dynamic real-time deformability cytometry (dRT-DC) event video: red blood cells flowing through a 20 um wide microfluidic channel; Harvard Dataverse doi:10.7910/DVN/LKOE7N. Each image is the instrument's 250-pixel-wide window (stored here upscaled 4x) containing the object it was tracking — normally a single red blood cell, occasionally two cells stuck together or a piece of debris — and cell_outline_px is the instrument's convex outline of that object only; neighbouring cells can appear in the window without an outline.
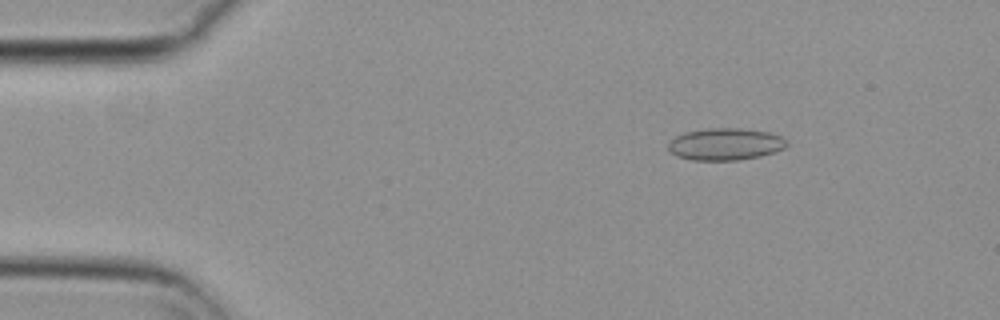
{"species": "common noctule bat (a hibernating species)", "species_latin": "Nyctalus noctula", "temperature_condition": "cold", "stored_images_in_passage": 38, "camera_frame_rate_fps": 3000, "um_per_image_px": 0.085, "animal": {"sex": "female", "body_mass_g": 29.2, "forearm_length_mm": 56.3}, "frame": {"image": 1, "passage_image": 5, "time_ms": 1.333, "image_size_px": [1000, 320], "cell_outline_px": [[788, 144], [784, 148], [776, 152], [760, 156], [736, 160], [692, 160], [676, 156], [668, 148], [668, 144], [676, 136], [684, 132], [708, 128], [740, 128], [768, 132], [780, 136], [788, 140]], "centroid_in_image_um": [61.67, 12.25], "position_along_channel_um": 23.3, "area_um2": 22.14}}
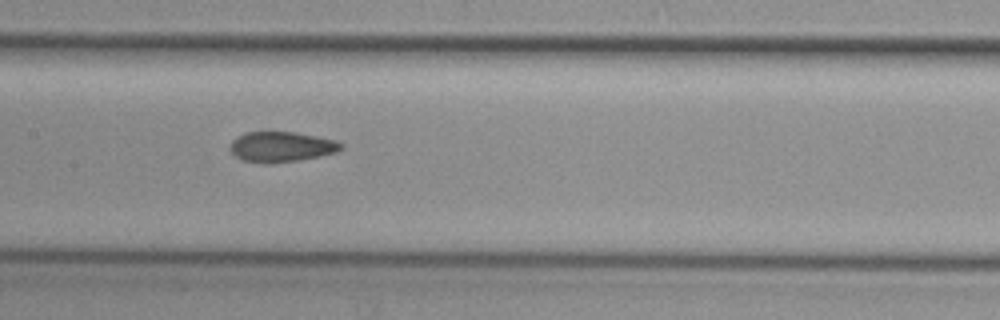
{"frame": {"image": 2, "passage_image": 24, "time_ms": 7.667, "image_size_px": [1000, 320], "cell_outline_px": [[344, 148], [336, 152], [320, 156], [296, 160], [264, 164], [240, 160], [228, 148], [232, 140], [236, 136], [244, 132], [296, 132], [336, 140], [344, 144]], "centroid_in_image_um": [23.89, 12.47], "position_along_channel_um": 183.5, "area_um2": 19.77}}
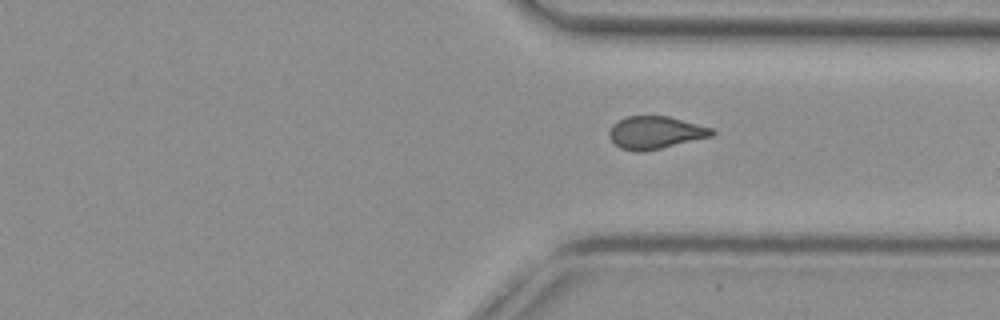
{"frame": {"image": 3, "passage_image": 38, "time_ms": 12.333, "image_size_px": [1000, 320], "cell_outline_px": [[716, 132], [712, 136], [644, 152], [636, 152], [620, 148], [612, 140], [608, 132], [612, 124], [624, 116], [668, 116], [712, 128]], "centroid_in_image_um": [55.68, 11.27], "position_along_channel_um": 355.7, "area_um2": 19.48}}